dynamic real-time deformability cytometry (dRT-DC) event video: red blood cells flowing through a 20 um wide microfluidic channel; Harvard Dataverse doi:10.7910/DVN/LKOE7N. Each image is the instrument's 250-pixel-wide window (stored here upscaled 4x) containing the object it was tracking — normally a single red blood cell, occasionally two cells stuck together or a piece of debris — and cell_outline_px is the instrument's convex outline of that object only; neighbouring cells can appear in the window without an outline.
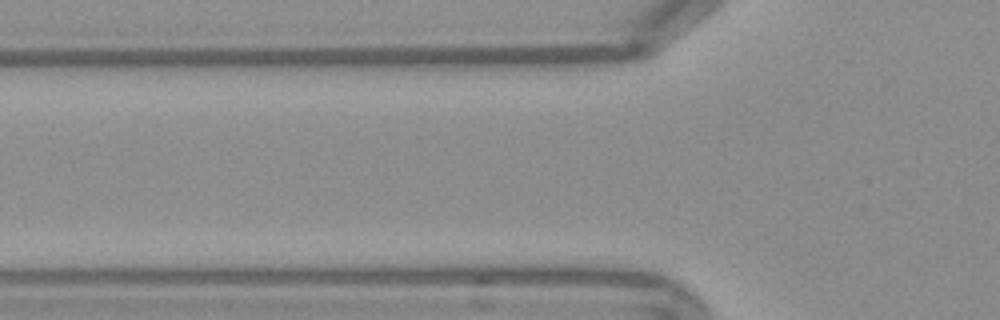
{"species": "Egyptian fruit bat (a non-hibernating species)", "species_latin": "Rousettus aegyptiacus", "temperature_condition": "warm", "stored_images_in_passage": 3, "camera_frame_rate_fps": 3000, "um_per_image_px": 0.085, "frame": {"image": 1, "passage_image": 2, "time_ms": 0.333, "image_size_px": [1000, 320], "cell_outline_px": [[652, 52], [636, 56], [616, 60], [532, 76], [416, 76], [416, 56], [644, 48], [652, 48]], "centroid_in_image_um": [44.01, 5.3], "position_along_channel_um": 81.8, "area_um2": 31.15}}